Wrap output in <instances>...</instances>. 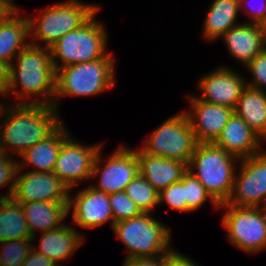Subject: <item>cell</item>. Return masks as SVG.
Wrapping results in <instances>:
<instances>
[{
    "label": "cell",
    "instance_id": "6da1fadb",
    "mask_svg": "<svg viewBox=\"0 0 266 266\" xmlns=\"http://www.w3.org/2000/svg\"><path fill=\"white\" fill-rule=\"evenodd\" d=\"M6 104L0 103V119H3L0 120L3 122L0 124V153L13 156L12 149L20 156L63 124L58 110L52 105Z\"/></svg>",
    "mask_w": 266,
    "mask_h": 266
},
{
    "label": "cell",
    "instance_id": "7a4b0ae2",
    "mask_svg": "<svg viewBox=\"0 0 266 266\" xmlns=\"http://www.w3.org/2000/svg\"><path fill=\"white\" fill-rule=\"evenodd\" d=\"M16 57L17 64H10V83L5 97L14 94L18 100L22 99L21 104L53 106L56 93V71L52 64L50 48L29 44ZM18 86L22 88L19 92L16 91ZM39 94H42V97L25 100Z\"/></svg>",
    "mask_w": 266,
    "mask_h": 266
},
{
    "label": "cell",
    "instance_id": "3957f363",
    "mask_svg": "<svg viewBox=\"0 0 266 266\" xmlns=\"http://www.w3.org/2000/svg\"><path fill=\"white\" fill-rule=\"evenodd\" d=\"M101 8L80 0H66L46 7L37 17H27L30 44L50 48L70 31L80 28ZM40 41V42H39Z\"/></svg>",
    "mask_w": 266,
    "mask_h": 266
},
{
    "label": "cell",
    "instance_id": "277c9868",
    "mask_svg": "<svg viewBox=\"0 0 266 266\" xmlns=\"http://www.w3.org/2000/svg\"><path fill=\"white\" fill-rule=\"evenodd\" d=\"M240 159L214 143H199L188 164L190 172L219 204L229 200Z\"/></svg>",
    "mask_w": 266,
    "mask_h": 266
},
{
    "label": "cell",
    "instance_id": "5b68a950",
    "mask_svg": "<svg viewBox=\"0 0 266 266\" xmlns=\"http://www.w3.org/2000/svg\"><path fill=\"white\" fill-rule=\"evenodd\" d=\"M115 61L109 52L104 58L58 69L53 106L58 109L61 97L96 96L112 88L115 85Z\"/></svg>",
    "mask_w": 266,
    "mask_h": 266
},
{
    "label": "cell",
    "instance_id": "8992f818",
    "mask_svg": "<svg viewBox=\"0 0 266 266\" xmlns=\"http://www.w3.org/2000/svg\"><path fill=\"white\" fill-rule=\"evenodd\" d=\"M97 14L98 11L80 28L70 31L50 47L55 71L76 63L95 61L109 53L107 31L95 20Z\"/></svg>",
    "mask_w": 266,
    "mask_h": 266
},
{
    "label": "cell",
    "instance_id": "52a82bcc",
    "mask_svg": "<svg viewBox=\"0 0 266 266\" xmlns=\"http://www.w3.org/2000/svg\"><path fill=\"white\" fill-rule=\"evenodd\" d=\"M151 215L153 213H140L114 224L113 231L128 250L125 261L164 255L172 249L170 228Z\"/></svg>",
    "mask_w": 266,
    "mask_h": 266
},
{
    "label": "cell",
    "instance_id": "ba28073f",
    "mask_svg": "<svg viewBox=\"0 0 266 266\" xmlns=\"http://www.w3.org/2000/svg\"><path fill=\"white\" fill-rule=\"evenodd\" d=\"M144 153L189 164L199 144L186 112L165 120L144 140Z\"/></svg>",
    "mask_w": 266,
    "mask_h": 266
},
{
    "label": "cell",
    "instance_id": "9c48e42d",
    "mask_svg": "<svg viewBox=\"0 0 266 266\" xmlns=\"http://www.w3.org/2000/svg\"><path fill=\"white\" fill-rule=\"evenodd\" d=\"M224 215L222 225L237 249L249 254L266 249V219L258 207L220 205Z\"/></svg>",
    "mask_w": 266,
    "mask_h": 266
},
{
    "label": "cell",
    "instance_id": "30bf717a",
    "mask_svg": "<svg viewBox=\"0 0 266 266\" xmlns=\"http://www.w3.org/2000/svg\"><path fill=\"white\" fill-rule=\"evenodd\" d=\"M101 151L95 159L91 175V178L99 177V184L91 186L107 195L125 191L126 186L139 174V160L135 150L121 145L107 157L105 164H101Z\"/></svg>",
    "mask_w": 266,
    "mask_h": 266
},
{
    "label": "cell",
    "instance_id": "8fae6325",
    "mask_svg": "<svg viewBox=\"0 0 266 266\" xmlns=\"http://www.w3.org/2000/svg\"><path fill=\"white\" fill-rule=\"evenodd\" d=\"M232 194L227 203L241 207H259L266 198V150L240 159Z\"/></svg>",
    "mask_w": 266,
    "mask_h": 266
},
{
    "label": "cell",
    "instance_id": "7c38bea8",
    "mask_svg": "<svg viewBox=\"0 0 266 266\" xmlns=\"http://www.w3.org/2000/svg\"><path fill=\"white\" fill-rule=\"evenodd\" d=\"M69 136L60 148L53 173L71 191L82 180L91 179L95 159L102 144L82 145Z\"/></svg>",
    "mask_w": 266,
    "mask_h": 266
},
{
    "label": "cell",
    "instance_id": "4fadbf2b",
    "mask_svg": "<svg viewBox=\"0 0 266 266\" xmlns=\"http://www.w3.org/2000/svg\"><path fill=\"white\" fill-rule=\"evenodd\" d=\"M17 169L12 199L21 203L35 201L68 203L69 188L53 172L28 171L21 175Z\"/></svg>",
    "mask_w": 266,
    "mask_h": 266
},
{
    "label": "cell",
    "instance_id": "5bb4252c",
    "mask_svg": "<svg viewBox=\"0 0 266 266\" xmlns=\"http://www.w3.org/2000/svg\"><path fill=\"white\" fill-rule=\"evenodd\" d=\"M199 81L198 88L202 95L196 96L199 100L233 110L246 86V81L240 73L224 66L203 75Z\"/></svg>",
    "mask_w": 266,
    "mask_h": 266
},
{
    "label": "cell",
    "instance_id": "9a60e30c",
    "mask_svg": "<svg viewBox=\"0 0 266 266\" xmlns=\"http://www.w3.org/2000/svg\"><path fill=\"white\" fill-rule=\"evenodd\" d=\"M70 192L69 190L68 210L69 213L73 210V224L83 228H96L111 220L113 229L114 218L109 195L94 189L91 185L77 192L75 198Z\"/></svg>",
    "mask_w": 266,
    "mask_h": 266
},
{
    "label": "cell",
    "instance_id": "2e32d148",
    "mask_svg": "<svg viewBox=\"0 0 266 266\" xmlns=\"http://www.w3.org/2000/svg\"><path fill=\"white\" fill-rule=\"evenodd\" d=\"M191 110L185 111L198 143H214L234 113L233 109L199 100L190 95Z\"/></svg>",
    "mask_w": 266,
    "mask_h": 266
},
{
    "label": "cell",
    "instance_id": "e0dca14e",
    "mask_svg": "<svg viewBox=\"0 0 266 266\" xmlns=\"http://www.w3.org/2000/svg\"><path fill=\"white\" fill-rule=\"evenodd\" d=\"M221 38L230 55L246 66L256 55L266 49V26L240 23L228 30Z\"/></svg>",
    "mask_w": 266,
    "mask_h": 266
},
{
    "label": "cell",
    "instance_id": "ac0fdd59",
    "mask_svg": "<svg viewBox=\"0 0 266 266\" xmlns=\"http://www.w3.org/2000/svg\"><path fill=\"white\" fill-rule=\"evenodd\" d=\"M214 144L239 159L257 155L263 151L261 149L263 140L235 113L232 114Z\"/></svg>",
    "mask_w": 266,
    "mask_h": 266
},
{
    "label": "cell",
    "instance_id": "d6986e66",
    "mask_svg": "<svg viewBox=\"0 0 266 266\" xmlns=\"http://www.w3.org/2000/svg\"><path fill=\"white\" fill-rule=\"evenodd\" d=\"M139 160V173L161 192L173 183L181 181L188 172V164L135 150Z\"/></svg>",
    "mask_w": 266,
    "mask_h": 266
},
{
    "label": "cell",
    "instance_id": "ffe728a7",
    "mask_svg": "<svg viewBox=\"0 0 266 266\" xmlns=\"http://www.w3.org/2000/svg\"><path fill=\"white\" fill-rule=\"evenodd\" d=\"M84 237L70 225L64 224L58 229L41 233L40 244L33 249L50 258L57 266H63L59 261H66L83 243Z\"/></svg>",
    "mask_w": 266,
    "mask_h": 266
},
{
    "label": "cell",
    "instance_id": "44dd1931",
    "mask_svg": "<svg viewBox=\"0 0 266 266\" xmlns=\"http://www.w3.org/2000/svg\"><path fill=\"white\" fill-rule=\"evenodd\" d=\"M25 219L30 230L32 241L36 240L37 231L41 233L58 229L65 223L69 215L68 203L63 201L45 202L35 201L30 203H21Z\"/></svg>",
    "mask_w": 266,
    "mask_h": 266
},
{
    "label": "cell",
    "instance_id": "7402d4cb",
    "mask_svg": "<svg viewBox=\"0 0 266 266\" xmlns=\"http://www.w3.org/2000/svg\"><path fill=\"white\" fill-rule=\"evenodd\" d=\"M62 124L47 139L40 141L20 155L22 162H18V169L33 165L34 172H53L59 156L62 143L70 136ZM30 164V165H29Z\"/></svg>",
    "mask_w": 266,
    "mask_h": 266
},
{
    "label": "cell",
    "instance_id": "603a6c76",
    "mask_svg": "<svg viewBox=\"0 0 266 266\" xmlns=\"http://www.w3.org/2000/svg\"><path fill=\"white\" fill-rule=\"evenodd\" d=\"M20 11L18 8L6 20L0 22V60L10 64L15 62L13 57L30 44L27 39L29 22Z\"/></svg>",
    "mask_w": 266,
    "mask_h": 266
},
{
    "label": "cell",
    "instance_id": "cb8c5ba5",
    "mask_svg": "<svg viewBox=\"0 0 266 266\" xmlns=\"http://www.w3.org/2000/svg\"><path fill=\"white\" fill-rule=\"evenodd\" d=\"M234 113L263 141L266 139V92L246 85Z\"/></svg>",
    "mask_w": 266,
    "mask_h": 266
},
{
    "label": "cell",
    "instance_id": "d4e9b609",
    "mask_svg": "<svg viewBox=\"0 0 266 266\" xmlns=\"http://www.w3.org/2000/svg\"><path fill=\"white\" fill-rule=\"evenodd\" d=\"M238 0H214L203 23V36L209 41L221 38L228 30L238 26Z\"/></svg>",
    "mask_w": 266,
    "mask_h": 266
},
{
    "label": "cell",
    "instance_id": "484cf974",
    "mask_svg": "<svg viewBox=\"0 0 266 266\" xmlns=\"http://www.w3.org/2000/svg\"><path fill=\"white\" fill-rule=\"evenodd\" d=\"M22 238H32L22 205L12 198L0 200V243Z\"/></svg>",
    "mask_w": 266,
    "mask_h": 266
},
{
    "label": "cell",
    "instance_id": "4316f807",
    "mask_svg": "<svg viewBox=\"0 0 266 266\" xmlns=\"http://www.w3.org/2000/svg\"><path fill=\"white\" fill-rule=\"evenodd\" d=\"M141 213H152L159 205V192L139 173L124 191Z\"/></svg>",
    "mask_w": 266,
    "mask_h": 266
},
{
    "label": "cell",
    "instance_id": "83f0119b",
    "mask_svg": "<svg viewBox=\"0 0 266 266\" xmlns=\"http://www.w3.org/2000/svg\"><path fill=\"white\" fill-rule=\"evenodd\" d=\"M180 182L184 185L186 212H193L200 208L207 199H210L213 206L219 209L220 205L190 172H187Z\"/></svg>",
    "mask_w": 266,
    "mask_h": 266
},
{
    "label": "cell",
    "instance_id": "f1b7e54d",
    "mask_svg": "<svg viewBox=\"0 0 266 266\" xmlns=\"http://www.w3.org/2000/svg\"><path fill=\"white\" fill-rule=\"evenodd\" d=\"M32 242V238L1 242L0 262L4 266H22L30 250L33 248Z\"/></svg>",
    "mask_w": 266,
    "mask_h": 266
},
{
    "label": "cell",
    "instance_id": "f546056e",
    "mask_svg": "<svg viewBox=\"0 0 266 266\" xmlns=\"http://www.w3.org/2000/svg\"><path fill=\"white\" fill-rule=\"evenodd\" d=\"M114 224L138 216L141 212L124 191L109 195Z\"/></svg>",
    "mask_w": 266,
    "mask_h": 266
},
{
    "label": "cell",
    "instance_id": "4dcf8cb0",
    "mask_svg": "<svg viewBox=\"0 0 266 266\" xmlns=\"http://www.w3.org/2000/svg\"><path fill=\"white\" fill-rule=\"evenodd\" d=\"M13 158L15 156L0 153V187L9 185V192L5 194L7 196L0 194V200L10 199L14 191L18 161H15Z\"/></svg>",
    "mask_w": 266,
    "mask_h": 266
},
{
    "label": "cell",
    "instance_id": "1f68e13d",
    "mask_svg": "<svg viewBox=\"0 0 266 266\" xmlns=\"http://www.w3.org/2000/svg\"><path fill=\"white\" fill-rule=\"evenodd\" d=\"M166 202L170 209L186 212L184 185L179 181L159 192V205Z\"/></svg>",
    "mask_w": 266,
    "mask_h": 266
},
{
    "label": "cell",
    "instance_id": "d6a6232c",
    "mask_svg": "<svg viewBox=\"0 0 266 266\" xmlns=\"http://www.w3.org/2000/svg\"><path fill=\"white\" fill-rule=\"evenodd\" d=\"M252 75V80L246 85L266 92V49L256 55L246 66Z\"/></svg>",
    "mask_w": 266,
    "mask_h": 266
},
{
    "label": "cell",
    "instance_id": "836d02e7",
    "mask_svg": "<svg viewBox=\"0 0 266 266\" xmlns=\"http://www.w3.org/2000/svg\"><path fill=\"white\" fill-rule=\"evenodd\" d=\"M247 1V0H246ZM245 2V0H238V3H239V11H243L244 13H246L247 15H250V19H249V22H246L245 23H252V24H261V25H264L266 26V0H264V3H263V0H262V3H258V5H256L254 3V5L256 6H251L248 7L251 8V9H245V6L243 5ZM243 5V6H242ZM243 9V10H242ZM245 10V11H244Z\"/></svg>",
    "mask_w": 266,
    "mask_h": 266
},
{
    "label": "cell",
    "instance_id": "e575fe53",
    "mask_svg": "<svg viewBox=\"0 0 266 266\" xmlns=\"http://www.w3.org/2000/svg\"><path fill=\"white\" fill-rule=\"evenodd\" d=\"M163 266H201L198 265L196 262L194 263L186 255H183L179 252H175L174 249L166 252L163 255Z\"/></svg>",
    "mask_w": 266,
    "mask_h": 266
},
{
    "label": "cell",
    "instance_id": "d590c367",
    "mask_svg": "<svg viewBox=\"0 0 266 266\" xmlns=\"http://www.w3.org/2000/svg\"><path fill=\"white\" fill-rule=\"evenodd\" d=\"M22 266H57V265L50 258L32 248L28 254V257L24 260Z\"/></svg>",
    "mask_w": 266,
    "mask_h": 266
},
{
    "label": "cell",
    "instance_id": "8d00e7d4",
    "mask_svg": "<svg viewBox=\"0 0 266 266\" xmlns=\"http://www.w3.org/2000/svg\"><path fill=\"white\" fill-rule=\"evenodd\" d=\"M122 266H163V255L131 258L127 261H123Z\"/></svg>",
    "mask_w": 266,
    "mask_h": 266
},
{
    "label": "cell",
    "instance_id": "74e56055",
    "mask_svg": "<svg viewBox=\"0 0 266 266\" xmlns=\"http://www.w3.org/2000/svg\"><path fill=\"white\" fill-rule=\"evenodd\" d=\"M10 63L0 60V95L5 97L10 83Z\"/></svg>",
    "mask_w": 266,
    "mask_h": 266
},
{
    "label": "cell",
    "instance_id": "f35d334b",
    "mask_svg": "<svg viewBox=\"0 0 266 266\" xmlns=\"http://www.w3.org/2000/svg\"><path fill=\"white\" fill-rule=\"evenodd\" d=\"M14 1L15 0H0V22L6 20L18 9Z\"/></svg>",
    "mask_w": 266,
    "mask_h": 266
},
{
    "label": "cell",
    "instance_id": "ab89813d",
    "mask_svg": "<svg viewBox=\"0 0 266 266\" xmlns=\"http://www.w3.org/2000/svg\"><path fill=\"white\" fill-rule=\"evenodd\" d=\"M258 208L260 209V212L262 213V215L266 219V198L262 201V203L260 204V206Z\"/></svg>",
    "mask_w": 266,
    "mask_h": 266
}]
</instances>
